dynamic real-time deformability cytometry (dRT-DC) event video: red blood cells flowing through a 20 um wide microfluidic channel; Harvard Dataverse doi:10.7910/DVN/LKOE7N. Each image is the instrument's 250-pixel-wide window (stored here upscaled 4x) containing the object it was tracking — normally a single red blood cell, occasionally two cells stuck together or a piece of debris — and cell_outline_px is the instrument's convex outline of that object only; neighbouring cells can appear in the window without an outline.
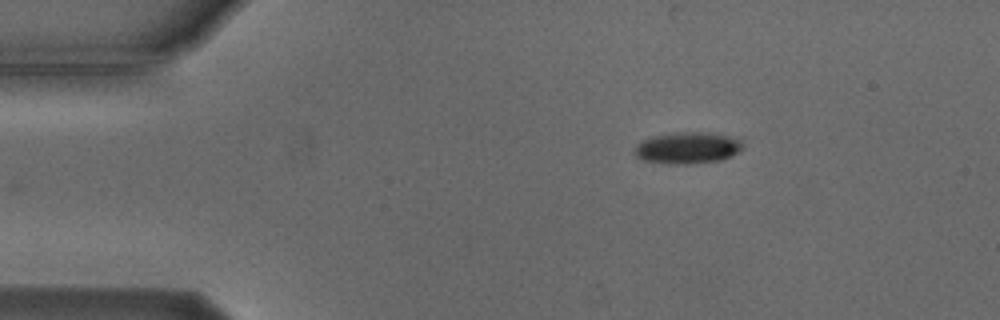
{"species": "Egyptian fruit bat (a non-hibernating species)", "species_latin": "Rousettus aegyptiacus", "temperature_condition": "cold", "stored_images_in_passage": 3, "camera_frame_rate_fps": 3000, "um_per_image_px": 0.085, "animal": {"sex": "male"}, "frame": {"image": 1, "passage_image": 1, "time_ms": 0.0, "image_size_px": [1000, 320], "cell_outline_px": [[744, 148], [740, 152], [732, 156], [720, 160], [688, 164], [668, 164], [644, 160], [636, 156], [632, 152], [636, 144], [640, 140], [652, 136], [676, 132], [712, 132], [740, 136], [744, 140]], "centroid_in_image_um": [58.52, 12.54], "position_along_channel_um": 26.5, "area_um2": 20.75}}
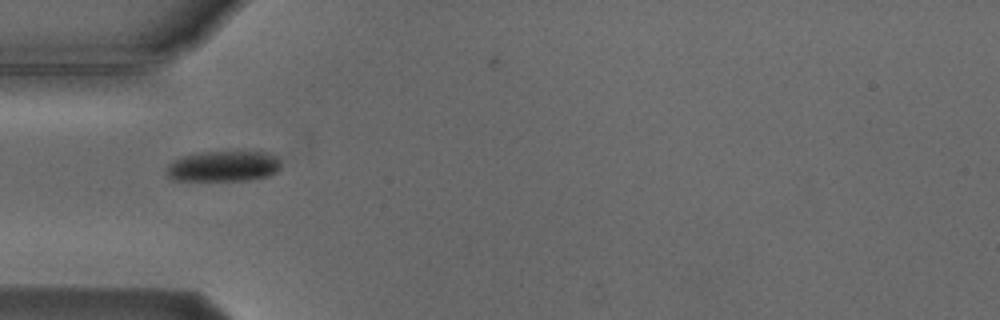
{"frame": {"image": 2, "passage_image": 3, "time_ms": 2.667, "image_size_px": [1000, 320], "cell_outline_px": [[280, 168], [276, 172], [268, 176], [248, 180], [172, 180], [168, 176], [168, 164], [172, 160], [180, 156], [196, 152], [268, 152], [276, 156], [280, 160]], "centroid_in_image_um": [18.98, 14.12], "position_along_channel_um": 66.0, "area_um2": 20.52}}